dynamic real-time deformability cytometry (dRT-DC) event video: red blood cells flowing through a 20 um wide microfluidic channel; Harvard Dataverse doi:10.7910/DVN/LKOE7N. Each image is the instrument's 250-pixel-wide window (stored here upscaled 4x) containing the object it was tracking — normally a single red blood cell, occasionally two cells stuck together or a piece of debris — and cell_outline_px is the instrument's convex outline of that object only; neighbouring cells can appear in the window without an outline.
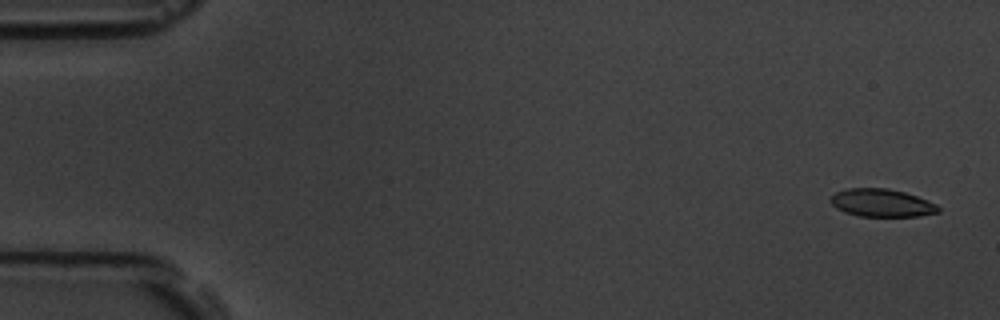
{"species": "common noctule bat (a hibernating species)", "species_latin": "Nyctalus noctula", "temperature_condition": "room temperature", "stored_images_in_passage": 5, "camera_frame_rate_fps": 3000, "um_per_image_px": 0.085, "animal": {"sex": "male", "body_mass_g": 19.5, "forearm_length_mm": 54.6}, "frame": {"image": 1, "passage_image": 1, "time_ms": 0.0, "image_size_px": [1000, 320], "cell_outline_px": [[940, 212], [920, 216], [860, 216], [844, 212], [836, 208], [828, 200], [836, 192], [848, 188], [888, 188], [904, 192], [916, 196], [936, 204], [940, 208]], "centroid_in_image_um": [74.93, 17.25], "position_along_channel_um": 10.1, "area_um2": 17.46}}
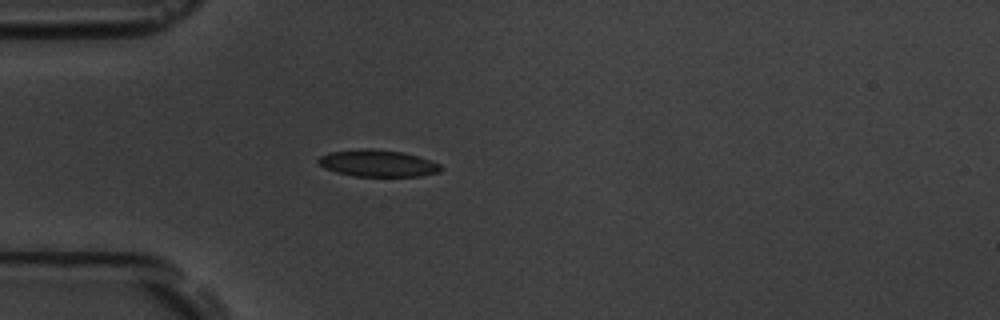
{"frame": {"image": 2, "passage_image": 5, "time_ms": 4.667, "image_size_px": [1000, 320], "cell_outline_px": [[444, 168], [440, 172], [420, 176], [356, 176], [336, 172], [324, 168], [316, 160], [320, 156], [328, 152], [360, 148], [400, 152], [416, 156], [440, 164]], "centroid_in_image_um": [32.08, 13.88], "position_along_channel_um": 52.9, "area_um2": 18.96}}